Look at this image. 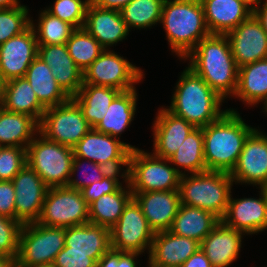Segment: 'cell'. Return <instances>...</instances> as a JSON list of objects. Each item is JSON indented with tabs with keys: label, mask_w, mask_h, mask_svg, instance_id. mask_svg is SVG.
I'll list each match as a JSON object with an SVG mask.
<instances>
[{
	"label": "cell",
	"mask_w": 267,
	"mask_h": 267,
	"mask_svg": "<svg viewBox=\"0 0 267 267\" xmlns=\"http://www.w3.org/2000/svg\"><path fill=\"white\" fill-rule=\"evenodd\" d=\"M190 56V57H189ZM189 68L199 75L221 98L236 93L239 67L226 35L210 34L187 55Z\"/></svg>",
	"instance_id": "1"
},
{
	"label": "cell",
	"mask_w": 267,
	"mask_h": 267,
	"mask_svg": "<svg viewBox=\"0 0 267 267\" xmlns=\"http://www.w3.org/2000/svg\"><path fill=\"white\" fill-rule=\"evenodd\" d=\"M254 129L233 109L227 110L218 120L202 127L207 170L231 173L246 138Z\"/></svg>",
	"instance_id": "2"
},
{
	"label": "cell",
	"mask_w": 267,
	"mask_h": 267,
	"mask_svg": "<svg viewBox=\"0 0 267 267\" xmlns=\"http://www.w3.org/2000/svg\"><path fill=\"white\" fill-rule=\"evenodd\" d=\"M177 83L168 110L195 127H205L227 111L220 110L224 99L191 68L183 71Z\"/></svg>",
	"instance_id": "3"
},
{
	"label": "cell",
	"mask_w": 267,
	"mask_h": 267,
	"mask_svg": "<svg viewBox=\"0 0 267 267\" xmlns=\"http://www.w3.org/2000/svg\"><path fill=\"white\" fill-rule=\"evenodd\" d=\"M160 23L166 30L172 52L183 59L211 34L200 0H165Z\"/></svg>",
	"instance_id": "4"
},
{
	"label": "cell",
	"mask_w": 267,
	"mask_h": 267,
	"mask_svg": "<svg viewBox=\"0 0 267 267\" xmlns=\"http://www.w3.org/2000/svg\"><path fill=\"white\" fill-rule=\"evenodd\" d=\"M233 179L230 173L205 171L181 175L179 193L181 204L207 210L220 220L226 213Z\"/></svg>",
	"instance_id": "5"
},
{
	"label": "cell",
	"mask_w": 267,
	"mask_h": 267,
	"mask_svg": "<svg viewBox=\"0 0 267 267\" xmlns=\"http://www.w3.org/2000/svg\"><path fill=\"white\" fill-rule=\"evenodd\" d=\"M169 159L150 155L138 148L132 149L125 178L132 192L167 191L179 189L182 173L178 168L168 166Z\"/></svg>",
	"instance_id": "6"
},
{
	"label": "cell",
	"mask_w": 267,
	"mask_h": 267,
	"mask_svg": "<svg viewBox=\"0 0 267 267\" xmlns=\"http://www.w3.org/2000/svg\"><path fill=\"white\" fill-rule=\"evenodd\" d=\"M40 136L28 144L27 164L48 187L67 186L71 178L73 148Z\"/></svg>",
	"instance_id": "7"
},
{
	"label": "cell",
	"mask_w": 267,
	"mask_h": 267,
	"mask_svg": "<svg viewBox=\"0 0 267 267\" xmlns=\"http://www.w3.org/2000/svg\"><path fill=\"white\" fill-rule=\"evenodd\" d=\"M65 247V228L43 226L37 222L23 224L19 236L16 267L53 264Z\"/></svg>",
	"instance_id": "8"
},
{
	"label": "cell",
	"mask_w": 267,
	"mask_h": 267,
	"mask_svg": "<svg viewBox=\"0 0 267 267\" xmlns=\"http://www.w3.org/2000/svg\"><path fill=\"white\" fill-rule=\"evenodd\" d=\"M48 140L73 148L91 129L78 104L67 102L46 108L38 125Z\"/></svg>",
	"instance_id": "9"
},
{
	"label": "cell",
	"mask_w": 267,
	"mask_h": 267,
	"mask_svg": "<svg viewBox=\"0 0 267 267\" xmlns=\"http://www.w3.org/2000/svg\"><path fill=\"white\" fill-rule=\"evenodd\" d=\"M37 223L63 228L89 223V205L79 190L49 187Z\"/></svg>",
	"instance_id": "10"
},
{
	"label": "cell",
	"mask_w": 267,
	"mask_h": 267,
	"mask_svg": "<svg viewBox=\"0 0 267 267\" xmlns=\"http://www.w3.org/2000/svg\"><path fill=\"white\" fill-rule=\"evenodd\" d=\"M105 49L83 71V84L108 86L121 92L134 89V83L143 78V72L123 57Z\"/></svg>",
	"instance_id": "11"
},
{
	"label": "cell",
	"mask_w": 267,
	"mask_h": 267,
	"mask_svg": "<svg viewBox=\"0 0 267 267\" xmlns=\"http://www.w3.org/2000/svg\"><path fill=\"white\" fill-rule=\"evenodd\" d=\"M111 247L116 251L144 252L151 249L154 231L150 228L141 206L132 198L119 220L110 229ZM145 249V250H144Z\"/></svg>",
	"instance_id": "12"
},
{
	"label": "cell",
	"mask_w": 267,
	"mask_h": 267,
	"mask_svg": "<svg viewBox=\"0 0 267 267\" xmlns=\"http://www.w3.org/2000/svg\"><path fill=\"white\" fill-rule=\"evenodd\" d=\"M119 139L91 128L73 147L74 157L100 164L111 171H120V165L128 169L129 156L135 147Z\"/></svg>",
	"instance_id": "13"
},
{
	"label": "cell",
	"mask_w": 267,
	"mask_h": 267,
	"mask_svg": "<svg viewBox=\"0 0 267 267\" xmlns=\"http://www.w3.org/2000/svg\"><path fill=\"white\" fill-rule=\"evenodd\" d=\"M12 182L16 220L22 225L37 222L49 187L28 164L14 176Z\"/></svg>",
	"instance_id": "14"
},
{
	"label": "cell",
	"mask_w": 267,
	"mask_h": 267,
	"mask_svg": "<svg viewBox=\"0 0 267 267\" xmlns=\"http://www.w3.org/2000/svg\"><path fill=\"white\" fill-rule=\"evenodd\" d=\"M230 176L235 183L260 185V189H267V135L257 129L249 134Z\"/></svg>",
	"instance_id": "15"
},
{
	"label": "cell",
	"mask_w": 267,
	"mask_h": 267,
	"mask_svg": "<svg viewBox=\"0 0 267 267\" xmlns=\"http://www.w3.org/2000/svg\"><path fill=\"white\" fill-rule=\"evenodd\" d=\"M38 55L35 26L0 45V74L5 81L24 77L28 67Z\"/></svg>",
	"instance_id": "16"
},
{
	"label": "cell",
	"mask_w": 267,
	"mask_h": 267,
	"mask_svg": "<svg viewBox=\"0 0 267 267\" xmlns=\"http://www.w3.org/2000/svg\"><path fill=\"white\" fill-rule=\"evenodd\" d=\"M226 37L238 67L267 58V33L253 14Z\"/></svg>",
	"instance_id": "17"
},
{
	"label": "cell",
	"mask_w": 267,
	"mask_h": 267,
	"mask_svg": "<svg viewBox=\"0 0 267 267\" xmlns=\"http://www.w3.org/2000/svg\"><path fill=\"white\" fill-rule=\"evenodd\" d=\"M259 199H233L231 194L227 210L221 221L228 227L255 234L267 229V189L261 188Z\"/></svg>",
	"instance_id": "18"
},
{
	"label": "cell",
	"mask_w": 267,
	"mask_h": 267,
	"mask_svg": "<svg viewBox=\"0 0 267 267\" xmlns=\"http://www.w3.org/2000/svg\"><path fill=\"white\" fill-rule=\"evenodd\" d=\"M132 193L154 233L170 230L181 205L179 189Z\"/></svg>",
	"instance_id": "19"
},
{
	"label": "cell",
	"mask_w": 267,
	"mask_h": 267,
	"mask_svg": "<svg viewBox=\"0 0 267 267\" xmlns=\"http://www.w3.org/2000/svg\"><path fill=\"white\" fill-rule=\"evenodd\" d=\"M38 57L49 67L62 90L72 98L83 85V71L74 63L66 44L38 45Z\"/></svg>",
	"instance_id": "20"
},
{
	"label": "cell",
	"mask_w": 267,
	"mask_h": 267,
	"mask_svg": "<svg viewBox=\"0 0 267 267\" xmlns=\"http://www.w3.org/2000/svg\"><path fill=\"white\" fill-rule=\"evenodd\" d=\"M199 248L200 243L194 239L169 230L157 232L149 252V267H180Z\"/></svg>",
	"instance_id": "21"
},
{
	"label": "cell",
	"mask_w": 267,
	"mask_h": 267,
	"mask_svg": "<svg viewBox=\"0 0 267 267\" xmlns=\"http://www.w3.org/2000/svg\"><path fill=\"white\" fill-rule=\"evenodd\" d=\"M157 115L153 124V154L163 159H169L196 127L184 118L174 115L168 108L161 109Z\"/></svg>",
	"instance_id": "22"
},
{
	"label": "cell",
	"mask_w": 267,
	"mask_h": 267,
	"mask_svg": "<svg viewBox=\"0 0 267 267\" xmlns=\"http://www.w3.org/2000/svg\"><path fill=\"white\" fill-rule=\"evenodd\" d=\"M211 34L226 35L253 14L242 0H200Z\"/></svg>",
	"instance_id": "23"
},
{
	"label": "cell",
	"mask_w": 267,
	"mask_h": 267,
	"mask_svg": "<svg viewBox=\"0 0 267 267\" xmlns=\"http://www.w3.org/2000/svg\"><path fill=\"white\" fill-rule=\"evenodd\" d=\"M243 232L220 221L201 241L200 248L213 267H227L238 258Z\"/></svg>",
	"instance_id": "24"
},
{
	"label": "cell",
	"mask_w": 267,
	"mask_h": 267,
	"mask_svg": "<svg viewBox=\"0 0 267 267\" xmlns=\"http://www.w3.org/2000/svg\"><path fill=\"white\" fill-rule=\"evenodd\" d=\"M65 247L68 252L92 254L97 263L112 249L110 229L90 222L65 228Z\"/></svg>",
	"instance_id": "25"
},
{
	"label": "cell",
	"mask_w": 267,
	"mask_h": 267,
	"mask_svg": "<svg viewBox=\"0 0 267 267\" xmlns=\"http://www.w3.org/2000/svg\"><path fill=\"white\" fill-rule=\"evenodd\" d=\"M84 28L104 48L125 39L129 34L120 11L102 9L89 3Z\"/></svg>",
	"instance_id": "26"
},
{
	"label": "cell",
	"mask_w": 267,
	"mask_h": 267,
	"mask_svg": "<svg viewBox=\"0 0 267 267\" xmlns=\"http://www.w3.org/2000/svg\"><path fill=\"white\" fill-rule=\"evenodd\" d=\"M220 221L207 210L181 204L169 231L201 243Z\"/></svg>",
	"instance_id": "27"
},
{
	"label": "cell",
	"mask_w": 267,
	"mask_h": 267,
	"mask_svg": "<svg viewBox=\"0 0 267 267\" xmlns=\"http://www.w3.org/2000/svg\"><path fill=\"white\" fill-rule=\"evenodd\" d=\"M24 77L45 108L63 104L70 99L58 85L50 67L38 56L32 61Z\"/></svg>",
	"instance_id": "28"
},
{
	"label": "cell",
	"mask_w": 267,
	"mask_h": 267,
	"mask_svg": "<svg viewBox=\"0 0 267 267\" xmlns=\"http://www.w3.org/2000/svg\"><path fill=\"white\" fill-rule=\"evenodd\" d=\"M39 123L30 115L0 108V147H28Z\"/></svg>",
	"instance_id": "29"
},
{
	"label": "cell",
	"mask_w": 267,
	"mask_h": 267,
	"mask_svg": "<svg viewBox=\"0 0 267 267\" xmlns=\"http://www.w3.org/2000/svg\"><path fill=\"white\" fill-rule=\"evenodd\" d=\"M2 107L10 112L30 115L38 123L46 110L25 77L14 78L5 82Z\"/></svg>",
	"instance_id": "30"
},
{
	"label": "cell",
	"mask_w": 267,
	"mask_h": 267,
	"mask_svg": "<svg viewBox=\"0 0 267 267\" xmlns=\"http://www.w3.org/2000/svg\"><path fill=\"white\" fill-rule=\"evenodd\" d=\"M120 92L108 86L83 84L72 99L78 104L90 127L95 128Z\"/></svg>",
	"instance_id": "31"
},
{
	"label": "cell",
	"mask_w": 267,
	"mask_h": 267,
	"mask_svg": "<svg viewBox=\"0 0 267 267\" xmlns=\"http://www.w3.org/2000/svg\"><path fill=\"white\" fill-rule=\"evenodd\" d=\"M137 93L135 88L120 92L111 102L105 116L94 128L96 131L118 138L134 118Z\"/></svg>",
	"instance_id": "32"
},
{
	"label": "cell",
	"mask_w": 267,
	"mask_h": 267,
	"mask_svg": "<svg viewBox=\"0 0 267 267\" xmlns=\"http://www.w3.org/2000/svg\"><path fill=\"white\" fill-rule=\"evenodd\" d=\"M243 102L255 105L267 96V58L239 67L235 95Z\"/></svg>",
	"instance_id": "33"
},
{
	"label": "cell",
	"mask_w": 267,
	"mask_h": 267,
	"mask_svg": "<svg viewBox=\"0 0 267 267\" xmlns=\"http://www.w3.org/2000/svg\"><path fill=\"white\" fill-rule=\"evenodd\" d=\"M113 193L104 194L89 205V222L111 229L119 220L125 206L133 198L129 184ZM129 190V191H128Z\"/></svg>",
	"instance_id": "34"
},
{
	"label": "cell",
	"mask_w": 267,
	"mask_h": 267,
	"mask_svg": "<svg viewBox=\"0 0 267 267\" xmlns=\"http://www.w3.org/2000/svg\"><path fill=\"white\" fill-rule=\"evenodd\" d=\"M169 163L196 174L207 171L204 160V137L201 127H196L169 158Z\"/></svg>",
	"instance_id": "35"
},
{
	"label": "cell",
	"mask_w": 267,
	"mask_h": 267,
	"mask_svg": "<svg viewBox=\"0 0 267 267\" xmlns=\"http://www.w3.org/2000/svg\"><path fill=\"white\" fill-rule=\"evenodd\" d=\"M165 0H132L121 11L128 30L146 28L160 22Z\"/></svg>",
	"instance_id": "36"
},
{
	"label": "cell",
	"mask_w": 267,
	"mask_h": 267,
	"mask_svg": "<svg viewBox=\"0 0 267 267\" xmlns=\"http://www.w3.org/2000/svg\"><path fill=\"white\" fill-rule=\"evenodd\" d=\"M66 46L74 63L82 71L86 70L105 50L84 27L72 32Z\"/></svg>",
	"instance_id": "37"
},
{
	"label": "cell",
	"mask_w": 267,
	"mask_h": 267,
	"mask_svg": "<svg viewBox=\"0 0 267 267\" xmlns=\"http://www.w3.org/2000/svg\"><path fill=\"white\" fill-rule=\"evenodd\" d=\"M35 34L38 45L66 44L75 28L69 23L62 21L48 13L41 12Z\"/></svg>",
	"instance_id": "38"
},
{
	"label": "cell",
	"mask_w": 267,
	"mask_h": 267,
	"mask_svg": "<svg viewBox=\"0 0 267 267\" xmlns=\"http://www.w3.org/2000/svg\"><path fill=\"white\" fill-rule=\"evenodd\" d=\"M27 16L28 9L24 5L0 9V45L21 34L31 25Z\"/></svg>",
	"instance_id": "39"
},
{
	"label": "cell",
	"mask_w": 267,
	"mask_h": 267,
	"mask_svg": "<svg viewBox=\"0 0 267 267\" xmlns=\"http://www.w3.org/2000/svg\"><path fill=\"white\" fill-rule=\"evenodd\" d=\"M90 0H56L54 6L46 11L72 25L75 29L83 28L86 11Z\"/></svg>",
	"instance_id": "40"
},
{
	"label": "cell",
	"mask_w": 267,
	"mask_h": 267,
	"mask_svg": "<svg viewBox=\"0 0 267 267\" xmlns=\"http://www.w3.org/2000/svg\"><path fill=\"white\" fill-rule=\"evenodd\" d=\"M21 228L19 221L0 215V254L17 259Z\"/></svg>",
	"instance_id": "41"
},
{
	"label": "cell",
	"mask_w": 267,
	"mask_h": 267,
	"mask_svg": "<svg viewBox=\"0 0 267 267\" xmlns=\"http://www.w3.org/2000/svg\"><path fill=\"white\" fill-rule=\"evenodd\" d=\"M26 164V148L0 147V180L12 181Z\"/></svg>",
	"instance_id": "42"
},
{
	"label": "cell",
	"mask_w": 267,
	"mask_h": 267,
	"mask_svg": "<svg viewBox=\"0 0 267 267\" xmlns=\"http://www.w3.org/2000/svg\"><path fill=\"white\" fill-rule=\"evenodd\" d=\"M119 171H110L102 180L94 182L80 190L86 203L90 205L104 194L115 192L122 184L117 178Z\"/></svg>",
	"instance_id": "43"
},
{
	"label": "cell",
	"mask_w": 267,
	"mask_h": 267,
	"mask_svg": "<svg viewBox=\"0 0 267 267\" xmlns=\"http://www.w3.org/2000/svg\"><path fill=\"white\" fill-rule=\"evenodd\" d=\"M81 160L82 159L79 158V157H74L73 158L72 169H71L70 175H74V174H76L75 173L76 171H79L78 169L81 168V165H83ZM87 163H90V164H86L87 165L86 167L87 168L89 167V169L92 170L89 174H87L86 173L87 170H85V176H89V178L87 177V179L82 180V181L81 180L78 181L77 179H72L71 178V179H69L68 184H67L68 188L76 189V190L80 191L84 187H87L90 184H93L94 182L102 180V178L104 176H106L111 171L108 168H106V167H104V166H102L100 164L94 163L92 161H89Z\"/></svg>",
	"instance_id": "44"
},
{
	"label": "cell",
	"mask_w": 267,
	"mask_h": 267,
	"mask_svg": "<svg viewBox=\"0 0 267 267\" xmlns=\"http://www.w3.org/2000/svg\"><path fill=\"white\" fill-rule=\"evenodd\" d=\"M53 264L54 267H97L92 254L68 252V247L57 254Z\"/></svg>",
	"instance_id": "45"
},
{
	"label": "cell",
	"mask_w": 267,
	"mask_h": 267,
	"mask_svg": "<svg viewBox=\"0 0 267 267\" xmlns=\"http://www.w3.org/2000/svg\"><path fill=\"white\" fill-rule=\"evenodd\" d=\"M138 252L116 251L111 249L97 262V267H136Z\"/></svg>",
	"instance_id": "46"
},
{
	"label": "cell",
	"mask_w": 267,
	"mask_h": 267,
	"mask_svg": "<svg viewBox=\"0 0 267 267\" xmlns=\"http://www.w3.org/2000/svg\"><path fill=\"white\" fill-rule=\"evenodd\" d=\"M0 215L16 220L15 191L12 181L0 180Z\"/></svg>",
	"instance_id": "47"
},
{
	"label": "cell",
	"mask_w": 267,
	"mask_h": 267,
	"mask_svg": "<svg viewBox=\"0 0 267 267\" xmlns=\"http://www.w3.org/2000/svg\"><path fill=\"white\" fill-rule=\"evenodd\" d=\"M180 267H213L205 253L199 248Z\"/></svg>",
	"instance_id": "48"
},
{
	"label": "cell",
	"mask_w": 267,
	"mask_h": 267,
	"mask_svg": "<svg viewBox=\"0 0 267 267\" xmlns=\"http://www.w3.org/2000/svg\"><path fill=\"white\" fill-rule=\"evenodd\" d=\"M132 0H90V3L102 9L121 11Z\"/></svg>",
	"instance_id": "49"
},
{
	"label": "cell",
	"mask_w": 267,
	"mask_h": 267,
	"mask_svg": "<svg viewBox=\"0 0 267 267\" xmlns=\"http://www.w3.org/2000/svg\"><path fill=\"white\" fill-rule=\"evenodd\" d=\"M264 1L265 3H263L262 8L256 6L253 9V15L260 22L263 27V30L267 33V0Z\"/></svg>",
	"instance_id": "50"
},
{
	"label": "cell",
	"mask_w": 267,
	"mask_h": 267,
	"mask_svg": "<svg viewBox=\"0 0 267 267\" xmlns=\"http://www.w3.org/2000/svg\"><path fill=\"white\" fill-rule=\"evenodd\" d=\"M0 267H16L15 260L9 256L0 254Z\"/></svg>",
	"instance_id": "51"
},
{
	"label": "cell",
	"mask_w": 267,
	"mask_h": 267,
	"mask_svg": "<svg viewBox=\"0 0 267 267\" xmlns=\"http://www.w3.org/2000/svg\"><path fill=\"white\" fill-rule=\"evenodd\" d=\"M19 3L18 0H0V9L14 8L21 5Z\"/></svg>",
	"instance_id": "52"
},
{
	"label": "cell",
	"mask_w": 267,
	"mask_h": 267,
	"mask_svg": "<svg viewBox=\"0 0 267 267\" xmlns=\"http://www.w3.org/2000/svg\"><path fill=\"white\" fill-rule=\"evenodd\" d=\"M5 80L0 74V107L3 106Z\"/></svg>",
	"instance_id": "53"
},
{
	"label": "cell",
	"mask_w": 267,
	"mask_h": 267,
	"mask_svg": "<svg viewBox=\"0 0 267 267\" xmlns=\"http://www.w3.org/2000/svg\"><path fill=\"white\" fill-rule=\"evenodd\" d=\"M242 1L245 2L247 5H249L252 9H254L256 7V5L257 6L259 4L261 5L260 0H242Z\"/></svg>",
	"instance_id": "54"
},
{
	"label": "cell",
	"mask_w": 267,
	"mask_h": 267,
	"mask_svg": "<svg viewBox=\"0 0 267 267\" xmlns=\"http://www.w3.org/2000/svg\"><path fill=\"white\" fill-rule=\"evenodd\" d=\"M32 267H54V264H40V265H35V266H32Z\"/></svg>",
	"instance_id": "55"
},
{
	"label": "cell",
	"mask_w": 267,
	"mask_h": 267,
	"mask_svg": "<svg viewBox=\"0 0 267 267\" xmlns=\"http://www.w3.org/2000/svg\"><path fill=\"white\" fill-rule=\"evenodd\" d=\"M264 101V109H265V112H267V96L266 98L263 100Z\"/></svg>",
	"instance_id": "56"
}]
</instances>
